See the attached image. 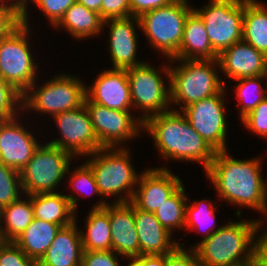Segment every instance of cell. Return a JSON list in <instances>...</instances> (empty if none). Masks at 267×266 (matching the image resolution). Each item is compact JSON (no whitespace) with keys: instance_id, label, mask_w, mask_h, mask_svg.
I'll return each mask as SVG.
<instances>
[{"instance_id":"6da1fadb","label":"cell","mask_w":267,"mask_h":266,"mask_svg":"<svg viewBox=\"0 0 267 266\" xmlns=\"http://www.w3.org/2000/svg\"><path fill=\"white\" fill-rule=\"evenodd\" d=\"M260 160H238L227 151H216L206 174L220 199L263 213L267 182L261 175Z\"/></svg>"},{"instance_id":"7a4b0ae2","label":"cell","mask_w":267,"mask_h":266,"mask_svg":"<svg viewBox=\"0 0 267 266\" xmlns=\"http://www.w3.org/2000/svg\"><path fill=\"white\" fill-rule=\"evenodd\" d=\"M172 107L147 118L143 129L151 134L154 147L165 159L200 162L206 171L216 151L192 128L187 117Z\"/></svg>"},{"instance_id":"3957f363","label":"cell","mask_w":267,"mask_h":266,"mask_svg":"<svg viewBox=\"0 0 267 266\" xmlns=\"http://www.w3.org/2000/svg\"><path fill=\"white\" fill-rule=\"evenodd\" d=\"M262 223L260 220L233 223L229 220L209 238L192 247L198 255L200 266H237L255 259L257 233L263 227Z\"/></svg>"},{"instance_id":"277c9868","label":"cell","mask_w":267,"mask_h":266,"mask_svg":"<svg viewBox=\"0 0 267 266\" xmlns=\"http://www.w3.org/2000/svg\"><path fill=\"white\" fill-rule=\"evenodd\" d=\"M175 67L165 65L162 71L169 79L170 101L179 106L182 111L188 105L204 98L219 94L226 85L220 79L218 60H181L169 59ZM172 67V68H171Z\"/></svg>"},{"instance_id":"5b68a950","label":"cell","mask_w":267,"mask_h":266,"mask_svg":"<svg viewBox=\"0 0 267 266\" xmlns=\"http://www.w3.org/2000/svg\"><path fill=\"white\" fill-rule=\"evenodd\" d=\"M129 149L102 147L86 163L91 167L100 196H118L113 203L131 202L139 176L131 164ZM136 185V186H135ZM125 191V192H124ZM125 193L124 195H119Z\"/></svg>"},{"instance_id":"8992f818","label":"cell","mask_w":267,"mask_h":266,"mask_svg":"<svg viewBox=\"0 0 267 266\" xmlns=\"http://www.w3.org/2000/svg\"><path fill=\"white\" fill-rule=\"evenodd\" d=\"M192 11L187 0H174L167 6L142 14L139 17L140 29L151 46L161 51L168 60L172 59L178 54L184 24Z\"/></svg>"},{"instance_id":"52a82bcc","label":"cell","mask_w":267,"mask_h":266,"mask_svg":"<svg viewBox=\"0 0 267 266\" xmlns=\"http://www.w3.org/2000/svg\"><path fill=\"white\" fill-rule=\"evenodd\" d=\"M32 84L23 94V110L56 114L73 110L84 105L86 86L80 78L60 74L44 83L41 87ZM30 93V94H29Z\"/></svg>"},{"instance_id":"ba28073f","label":"cell","mask_w":267,"mask_h":266,"mask_svg":"<svg viewBox=\"0 0 267 266\" xmlns=\"http://www.w3.org/2000/svg\"><path fill=\"white\" fill-rule=\"evenodd\" d=\"M73 155L46 143L41 144L20 171L22 191L27 195L55 193L65 174L70 172Z\"/></svg>"},{"instance_id":"9c48e42d","label":"cell","mask_w":267,"mask_h":266,"mask_svg":"<svg viewBox=\"0 0 267 266\" xmlns=\"http://www.w3.org/2000/svg\"><path fill=\"white\" fill-rule=\"evenodd\" d=\"M29 28L21 23L0 38V75L22 94L36 82L38 71L27 41Z\"/></svg>"},{"instance_id":"30bf717a","label":"cell","mask_w":267,"mask_h":266,"mask_svg":"<svg viewBox=\"0 0 267 266\" xmlns=\"http://www.w3.org/2000/svg\"><path fill=\"white\" fill-rule=\"evenodd\" d=\"M201 8L193 10L204 21L210 44L218 55L242 41L244 0H210Z\"/></svg>"},{"instance_id":"8fae6325","label":"cell","mask_w":267,"mask_h":266,"mask_svg":"<svg viewBox=\"0 0 267 266\" xmlns=\"http://www.w3.org/2000/svg\"><path fill=\"white\" fill-rule=\"evenodd\" d=\"M132 105L143 110L140 119L169 111L170 85L166 88L160 70L148 63L126 69Z\"/></svg>"},{"instance_id":"7c38bea8","label":"cell","mask_w":267,"mask_h":266,"mask_svg":"<svg viewBox=\"0 0 267 266\" xmlns=\"http://www.w3.org/2000/svg\"><path fill=\"white\" fill-rule=\"evenodd\" d=\"M59 127L60 137L48 144L71 153L75 158L90 155L102 146L95 134L89 112L85 105L52 117Z\"/></svg>"},{"instance_id":"4fadbf2b","label":"cell","mask_w":267,"mask_h":266,"mask_svg":"<svg viewBox=\"0 0 267 266\" xmlns=\"http://www.w3.org/2000/svg\"><path fill=\"white\" fill-rule=\"evenodd\" d=\"M224 88L219 94L194 102L182 110L192 128L215 150L227 151Z\"/></svg>"},{"instance_id":"5bb4252c","label":"cell","mask_w":267,"mask_h":266,"mask_svg":"<svg viewBox=\"0 0 267 266\" xmlns=\"http://www.w3.org/2000/svg\"><path fill=\"white\" fill-rule=\"evenodd\" d=\"M95 134L102 147H122L121 142L138 136L143 129V121L133 118L130 111L109 109L99 104L84 101Z\"/></svg>"},{"instance_id":"9a60e30c","label":"cell","mask_w":267,"mask_h":266,"mask_svg":"<svg viewBox=\"0 0 267 266\" xmlns=\"http://www.w3.org/2000/svg\"><path fill=\"white\" fill-rule=\"evenodd\" d=\"M181 181L166 166L142 171L131 202L138 209L155 213L183 185Z\"/></svg>"},{"instance_id":"2e32d148","label":"cell","mask_w":267,"mask_h":266,"mask_svg":"<svg viewBox=\"0 0 267 266\" xmlns=\"http://www.w3.org/2000/svg\"><path fill=\"white\" fill-rule=\"evenodd\" d=\"M18 118L0 119V163L20 172L40 144Z\"/></svg>"},{"instance_id":"e0dca14e","label":"cell","mask_w":267,"mask_h":266,"mask_svg":"<svg viewBox=\"0 0 267 266\" xmlns=\"http://www.w3.org/2000/svg\"><path fill=\"white\" fill-rule=\"evenodd\" d=\"M86 99L109 109L130 111L133 107L126 69H108L86 87Z\"/></svg>"},{"instance_id":"ac0fdd59","label":"cell","mask_w":267,"mask_h":266,"mask_svg":"<svg viewBox=\"0 0 267 266\" xmlns=\"http://www.w3.org/2000/svg\"><path fill=\"white\" fill-rule=\"evenodd\" d=\"M107 24L110 28L109 45L113 66L112 69H128L144 64L138 61L136 52L138 40L135 26L140 28L138 17H127L104 20L103 26ZM136 24V25H134Z\"/></svg>"},{"instance_id":"d6986e66","label":"cell","mask_w":267,"mask_h":266,"mask_svg":"<svg viewBox=\"0 0 267 266\" xmlns=\"http://www.w3.org/2000/svg\"><path fill=\"white\" fill-rule=\"evenodd\" d=\"M217 60V68L231 80L267 75V56L244 41L225 49Z\"/></svg>"},{"instance_id":"ffe728a7","label":"cell","mask_w":267,"mask_h":266,"mask_svg":"<svg viewBox=\"0 0 267 266\" xmlns=\"http://www.w3.org/2000/svg\"><path fill=\"white\" fill-rule=\"evenodd\" d=\"M112 250L118 255L135 257L140 255V245L135 224L134 204H109Z\"/></svg>"},{"instance_id":"44dd1931","label":"cell","mask_w":267,"mask_h":266,"mask_svg":"<svg viewBox=\"0 0 267 266\" xmlns=\"http://www.w3.org/2000/svg\"><path fill=\"white\" fill-rule=\"evenodd\" d=\"M134 216L140 255H166L180 244L172 239V234L160 224L154 213L134 205Z\"/></svg>"},{"instance_id":"7402d4cb","label":"cell","mask_w":267,"mask_h":266,"mask_svg":"<svg viewBox=\"0 0 267 266\" xmlns=\"http://www.w3.org/2000/svg\"><path fill=\"white\" fill-rule=\"evenodd\" d=\"M76 222L61 227L37 266H81L84 250Z\"/></svg>"},{"instance_id":"603a6c76","label":"cell","mask_w":267,"mask_h":266,"mask_svg":"<svg viewBox=\"0 0 267 266\" xmlns=\"http://www.w3.org/2000/svg\"><path fill=\"white\" fill-rule=\"evenodd\" d=\"M32 202L34 218L61 225L62 227L76 221L75 210L77 196L55 193L29 195Z\"/></svg>"},{"instance_id":"cb8c5ba5","label":"cell","mask_w":267,"mask_h":266,"mask_svg":"<svg viewBox=\"0 0 267 266\" xmlns=\"http://www.w3.org/2000/svg\"><path fill=\"white\" fill-rule=\"evenodd\" d=\"M173 59H218V54L213 50L210 44L204 21L194 10L186 18L180 49Z\"/></svg>"},{"instance_id":"d4e9b609","label":"cell","mask_w":267,"mask_h":266,"mask_svg":"<svg viewBox=\"0 0 267 266\" xmlns=\"http://www.w3.org/2000/svg\"><path fill=\"white\" fill-rule=\"evenodd\" d=\"M86 233L80 230L84 251L112 250L111 226L109 222V202L102 198L86 217Z\"/></svg>"},{"instance_id":"484cf974","label":"cell","mask_w":267,"mask_h":266,"mask_svg":"<svg viewBox=\"0 0 267 266\" xmlns=\"http://www.w3.org/2000/svg\"><path fill=\"white\" fill-rule=\"evenodd\" d=\"M61 225L34 218L14 243L30 258L38 262L46 253Z\"/></svg>"},{"instance_id":"4316f807","label":"cell","mask_w":267,"mask_h":266,"mask_svg":"<svg viewBox=\"0 0 267 266\" xmlns=\"http://www.w3.org/2000/svg\"><path fill=\"white\" fill-rule=\"evenodd\" d=\"M104 20L98 12L87 9L83 4L76 1L65 12L64 16L54 26L62 27L75 39H86L100 34L104 28Z\"/></svg>"},{"instance_id":"83f0119b","label":"cell","mask_w":267,"mask_h":266,"mask_svg":"<svg viewBox=\"0 0 267 266\" xmlns=\"http://www.w3.org/2000/svg\"><path fill=\"white\" fill-rule=\"evenodd\" d=\"M27 196L28 199L19 198L0 209V241L14 242L33 221L32 202ZM3 222L5 226L1 224Z\"/></svg>"},{"instance_id":"f1b7e54d","label":"cell","mask_w":267,"mask_h":266,"mask_svg":"<svg viewBox=\"0 0 267 266\" xmlns=\"http://www.w3.org/2000/svg\"><path fill=\"white\" fill-rule=\"evenodd\" d=\"M242 41L267 56V7L244 0Z\"/></svg>"},{"instance_id":"f546056e","label":"cell","mask_w":267,"mask_h":266,"mask_svg":"<svg viewBox=\"0 0 267 266\" xmlns=\"http://www.w3.org/2000/svg\"><path fill=\"white\" fill-rule=\"evenodd\" d=\"M182 185L169 199L154 213L160 224L171 234L173 229H183L185 225L186 205L188 198Z\"/></svg>"},{"instance_id":"4dcf8cb0","label":"cell","mask_w":267,"mask_h":266,"mask_svg":"<svg viewBox=\"0 0 267 266\" xmlns=\"http://www.w3.org/2000/svg\"><path fill=\"white\" fill-rule=\"evenodd\" d=\"M264 79L267 81V75L245 77L235 80L238 81V84L235 85V87L237 99L240 101L238 103V106H240V120L249 112H251L264 98L267 97V87L264 88L260 82Z\"/></svg>"},{"instance_id":"1f68e13d","label":"cell","mask_w":267,"mask_h":266,"mask_svg":"<svg viewBox=\"0 0 267 266\" xmlns=\"http://www.w3.org/2000/svg\"><path fill=\"white\" fill-rule=\"evenodd\" d=\"M203 199V201H192L188 205H186V215H185V225L184 228L187 230L186 227L192 230H199L202 228L206 233L203 231V233L206 234V236L203 239L209 238L216 230L220 229L218 227L217 229H214V223H215V209L213 206V203ZM205 202V203H204ZM214 222V223H213ZM211 228V229H210ZM202 231V230H201Z\"/></svg>"},{"instance_id":"d6a6232c","label":"cell","mask_w":267,"mask_h":266,"mask_svg":"<svg viewBox=\"0 0 267 266\" xmlns=\"http://www.w3.org/2000/svg\"><path fill=\"white\" fill-rule=\"evenodd\" d=\"M21 190L20 172L0 163V209L19 199Z\"/></svg>"},{"instance_id":"836d02e7","label":"cell","mask_w":267,"mask_h":266,"mask_svg":"<svg viewBox=\"0 0 267 266\" xmlns=\"http://www.w3.org/2000/svg\"><path fill=\"white\" fill-rule=\"evenodd\" d=\"M19 108H23V94L0 75V119L18 117Z\"/></svg>"},{"instance_id":"e575fe53","label":"cell","mask_w":267,"mask_h":266,"mask_svg":"<svg viewBox=\"0 0 267 266\" xmlns=\"http://www.w3.org/2000/svg\"><path fill=\"white\" fill-rule=\"evenodd\" d=\"M72 171L74 172L70 173L71 177L69 181L73 190H75L78 194H89L87 192V190L89 189V192L91 194H98L100 196V192L95 182L93 171L87 163L84 162L82 165L76 167V169Z\"/></svg>"},{"instance_id":"d590c367","label":"cell","mask_w":267,"mask_h":266,"mask_svg":"<svg viewBox=\"0 0 267 266\" xmlns=\"http://www.w3.org/2000/svg\"><path fill=\"white\" fill-rule=\"evenodd\" d=\"M9 1L5 3V0H0V38L10 34L22 23V8L17 2Z\"/></svg>"},{"instance_id":"8d00e7d4","label":"cell","mask_w":267,"mask_h":266,"mask_svg":"<svg viewBox=\"0 0 267 266\" xmlns=\"http://www.w3.org/2000/svg\"><path fill=\"white\" fill-rule=\"evenodd\" d=\"M242 124L248 131L259 137L267 138V97L242 119Z\"/></svg>"},{"instance_id":"74e56055","label":"cell","mask_w":267,"mask_h":266,"mask_svg":"<svg viewBox=\"0 0 267 266\" xmlns=\"http://www.w3.org/2000/svg\"><path fill=\"white\" fill-rule=\"evenodd\" d=\"M0 266H37L14 242L0 241Z\"/></svg>"},{"instance_id":"f35d334b","label":"cell","mask_w":267,"mask_h":266,"mask_svg":"<svg viewBox=\"0 0 267 266\" xmlns=\"http://www.w3.org/2000/svg\"><path fill=\"white\" fill-rule=\"evenodd\" d=\"M77 0H31L44 12L49 22L55 26L64 16L65 12Z\"/></svg>"},{"instance_id":"ab89813d","label":"cell","mask_w":267,"mask_h":266,"mask_svg":"<svg viewBox=\"0 0 267 266\" xmlns=\"http://www.w3.org/2000/svg\"><path fill=\"white\" fill-rule=\"evenodd\" d=\"M182 246H185V243L179 244L171 253L165 255V266H200L195 249L190 248L191 250L187 251Z\"/></svg>"},{"instance_id":"60d3db41","label":"cell","mask_w":267,"mask_h":266,"mask_svg":"<svg viewBox=\"0 0 267 266\" xmlns=\"http://www.w3.org/2000/svg\"><path fill=\"white\" fill-rule=\"evenodd\" d=\"M100 16L103 20L130 17V0H102Z\"/></svg>"},{"instance_id":"b9f144b4","label":"cell","mask_w":267,"mask_h":266,"mask_svg":"<svg viewBox=\"0 0 267 266\" xmlns=\"http://www.w3.org/2000/svg\"><path fill=\"white\" fill-rule=\"evenodd\" d=\"M115 253L113 250L84 251L81 266H120Z\"/></svg>"},{"instance_id":"7bdbcfd3","label":"cell","mask_w":267,"mask_h":266,"mask_svg":"<svg viewBox=\"0 0 267 266\" xmlns=\"http://www.w3.org/2000/svg\"><path fill=\"white\" fill-rule=\"evenodd\" d=\"M174 0H130V16L140 17L142 14L169 5Z\"/></svg>"},{"instance_id":"ee69618b","label":"cell","mask_w":267,"mask_h":266,"mask_svg":"<svg viewBox=\"0 0 267 266\" xmlns=\"http://www.w3.org/2000/svg\"><path fill=\"white\" fill-rule=\"evenodd\" d=\"M129 259L132 261L127 266H165V255H139Z\"/></svg>"},{"instance_id":"f6af8a7d","label":"cell","mask_w":267,"mask_h":266,"mask_svg":"<svg viewBox=\"0 0 267 266\" xmlns=\"http://www.w3.org/2000/svg\"><path fill=\"white\" fill-rule=\"evenodd\" d=\"M266 230L257 238V257L260 260L261 266H267V227Z\"/></svg>"},{"instance_id":"bcb514c9","label":"cell","mask_w":267,"mask_h":266,"mask_svg":"<svg viewBox=\"0 0 267 266\" xmlns=\"http://www.w3.org/2000/svg\"><path fill=\"white\" fill-rule=\"evenodd\" d=\"M83 4L87 9L93 10L100 14L102 0H77Z\"/></svg>"},{"instance_id":"7dc6e473","label":"cell","mask_w":267,"mask_h":266,"mask_svg":"<svg viewBox=\"0 0 267 266\" xmlns=\"http://www.w3.org/2000/svg\"><path fill=\"white\" fill-rule=\"evenodd\" d=\"M15 2H17V4L22 8V23L25 25H29L28 23V17H27V5H28V1L29 0H13Z\"/></svg>"},{"instance_id":"c3c4849f","label":"cell","mask_w":267,"mask_h":266,"mask_svg":"<svg viewBox=\"0 0 267 266\" xmlns=\"http://www.w3.org/2000/svg\"><path fill=\"white\" fill-rule=\"evenodd\" d=\"M237 266H261L260 260L258 257H256L255 259H253L252 261L248 262V263H243Z\"/></svg>"},{"instance_id":"681fc988","label":"cell","mask_w":267,"mask_h":266,"mask_svg":"<svg viewBox=\"0 0 267 266\" xmlns=\"http://www.w3.org/2000/svg\"><path fill=\"white\" fill-rule=\"evenodd\" d=\"M263 214H267V185H266V197H265V206L263 209Z\"/></svg>"}]
</instances>
